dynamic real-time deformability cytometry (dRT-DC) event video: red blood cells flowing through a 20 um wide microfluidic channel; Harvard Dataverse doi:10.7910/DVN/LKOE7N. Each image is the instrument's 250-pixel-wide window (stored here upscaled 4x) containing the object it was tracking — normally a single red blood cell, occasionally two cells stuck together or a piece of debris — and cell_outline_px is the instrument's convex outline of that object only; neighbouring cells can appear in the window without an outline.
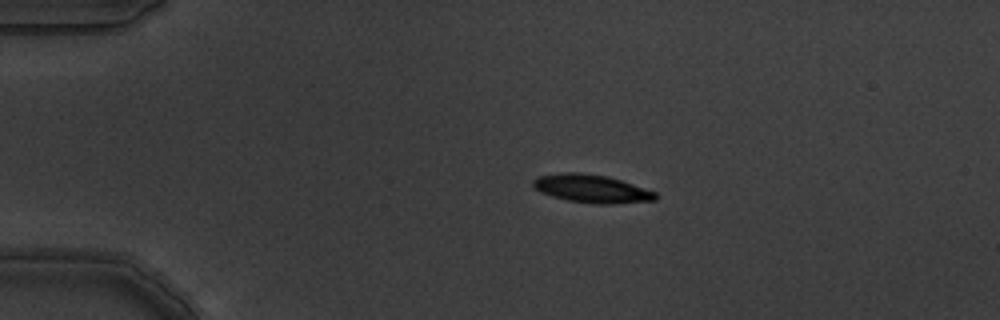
{"species": "common noctule bat (a hibernating species)", "species_latin": "Nyctalus noctula", "temperature_condition": "warm", "stored_images_in_passage": 5, "camera_frame_rate_fps": 3000, "um_per_image_px": 0.085, "animal": {"sex": "male", "body_mass_g": 19.5, "forearm_length_mm": 54.6}, "frame": {"image": 1, "passage_image": 3, "time_ms": 0.667, "image_size_px": [1000, 320], "cell_outline_px": [[656, 200], [612, 204], [596, 204], [568, 200], [552, 196], [540, 192], [532, 184], [532, 180], [536, 176], [564, 172], [580, 172], [608, 176], [656, 192]], "centroid_in_image_um": [50.25, 16.03], "position_along_channel_um": 34.7, "area_um2": 20.0}}
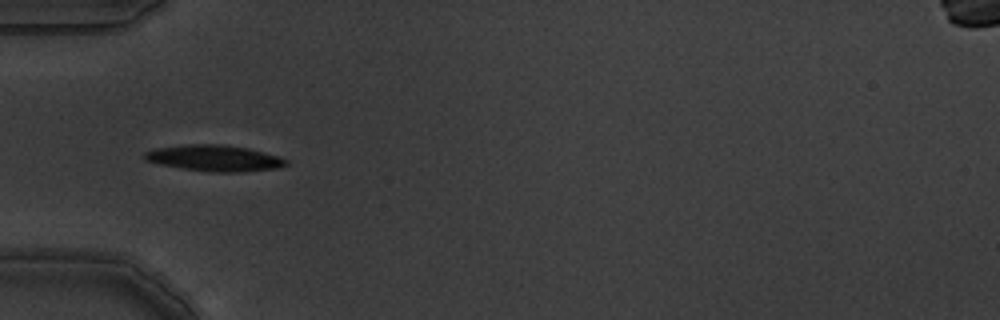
{"frame": {"image": 2, "passage_image": 5, "time_ms": 1.333, "image_size_px": [1000, 320], "cell_outline_px": [[288, 164], [276, 168], [244, 172], [212, 172], [184, 168], [160, 164], [144, 160], [144, 152], [156, 148], [184, 144], [224, 144], [248, 148], [276, 156], [288, 160]], "centroid_in_image_um": [18.21, 13.43], "position_along_channel_um": 66.8, "area_um2": 21.44}}